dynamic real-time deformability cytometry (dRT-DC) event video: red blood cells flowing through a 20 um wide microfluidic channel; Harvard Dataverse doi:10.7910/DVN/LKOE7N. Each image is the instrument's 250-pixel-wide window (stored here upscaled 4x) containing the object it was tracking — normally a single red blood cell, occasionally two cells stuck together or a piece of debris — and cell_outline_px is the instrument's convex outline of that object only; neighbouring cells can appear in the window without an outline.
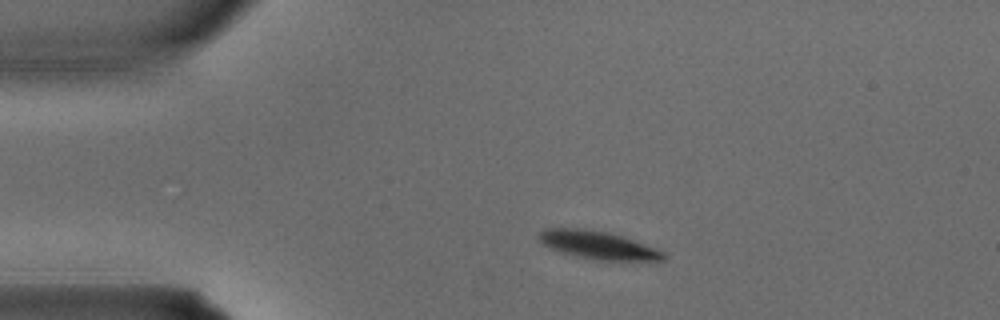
{"species": "common noctule bat (a hibernating species)", "species_latin": "Nyctalus noctula", "temperature_condition": "warm", "stored_images_in_passage": 2, "camera_frame_rate_fps": 3000, "um_per_image_px": 0.085, "animal": {"sex": "male", "body_mass_g": 15.6}, "frame": {"image": 1, "passage_image": 1, "time_ms": 0.0, "image_size_px": [1000, 320], "cell_outline_px": [[668, 256], [664, 260], [596, 260], [560, 252], [548, 248], [536, 236], [544, 228], [576, 228], [608, 232], [632, 240], [664, 252]], "centroid_in_image_um": [50.77, 20.83], "position_along_channel_um": 34.2, "area_um2": 20.0}}
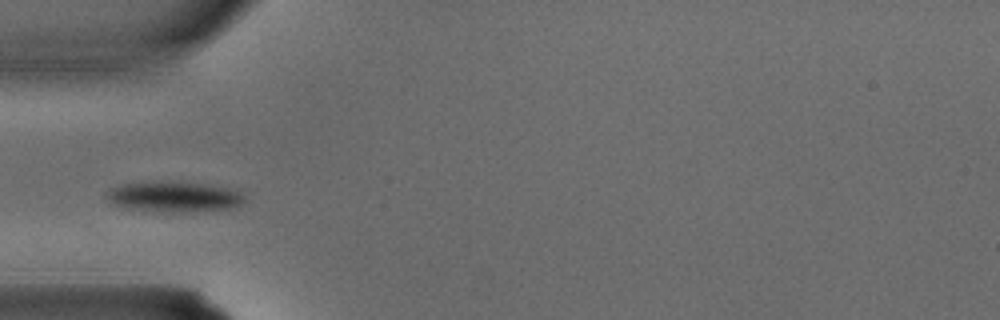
{"frame": {"image": 2, "passage_image": 2, "time_ms": 0.333, "image_size_px": [1000, 320], "cell_outline_px": [[248, 200], [236, 208], [220, 212], [168, 212], [128, 208], [108, 204], [104, 196], [104, 192], [112, 188], [124, 184], [144, 180], [172, 180], [236, 188]], "centroid_in_image_um": [14.85, 16.72], "position_along_channel_um": 70.1, "area_um2": 26.13}}